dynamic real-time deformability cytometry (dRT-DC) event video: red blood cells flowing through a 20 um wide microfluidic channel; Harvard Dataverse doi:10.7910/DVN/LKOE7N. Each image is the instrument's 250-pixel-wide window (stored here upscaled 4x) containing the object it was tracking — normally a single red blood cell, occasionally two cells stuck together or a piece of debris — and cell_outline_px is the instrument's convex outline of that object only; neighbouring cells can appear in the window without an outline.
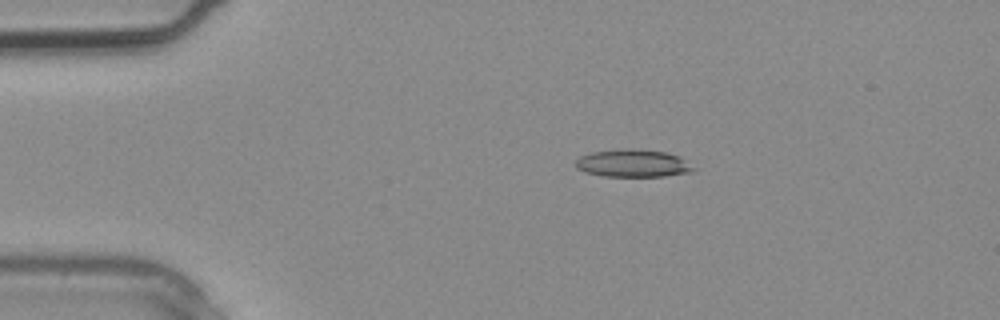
{"species": "common noctule bat (a hibernating species)", "species_latin": "Nyctalus noctula", "temperature_condition": "warm", "stored_images_in_passage": 3, "camera_frame_rate_fps": 3000, "um_per_image_px": 0.085, "animal": {"sex": "male", "body_mass_g": 20.4}, "frame": {"image": 1, "passage_image": 3, "time_ms": 0.667, "image_size_px": [1000, 320], "cell_outline_px": [[696, 168], [692, 172], [664, 176], [604, 176], [584, 172], [576, 168], [576, 160], [580, 156], [592, 152], [616, 148], [632, 148], [664, 152], [676, 156]], "centroid_in_image_um": [53.74, 13.87], "position_along_channel_um": 31.3, "area_um2": 18.9}}